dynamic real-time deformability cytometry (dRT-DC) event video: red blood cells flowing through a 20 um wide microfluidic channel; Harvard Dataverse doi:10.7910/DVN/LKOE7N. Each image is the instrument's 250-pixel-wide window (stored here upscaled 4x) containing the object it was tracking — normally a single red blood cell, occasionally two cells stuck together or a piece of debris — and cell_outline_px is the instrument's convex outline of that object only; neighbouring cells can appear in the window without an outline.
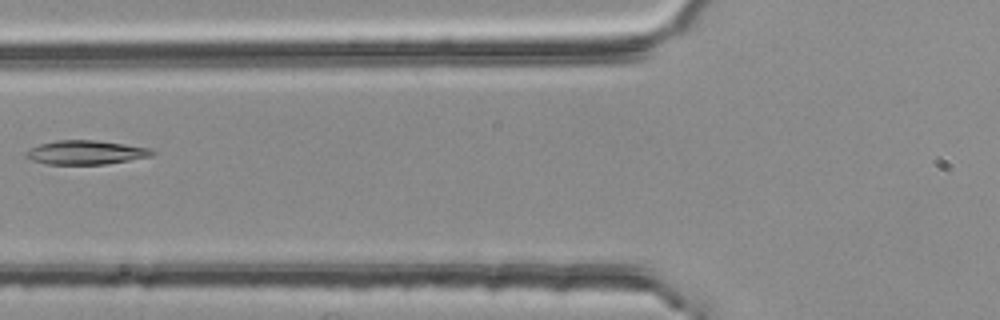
{"species": "common noctule bat (a hibernating species)", "species_latin": "Nyctalus noctula", "temperature_condition": "room temperature", "stored_images_in_passage": 3, "camera_frame_rate_fps": 3000, "um_per_image_px": 0.085, "animal": {"sex": "female", "body_mass_g": 25.1}, "frame": {"image": 1, "passage_image": 3, "time_ms": 0.667, "image_size_px": [1000, 320], "cell_outline_px": [[156, 152], [152, 156], [104, 164], [44, 164], [32, 160], [24, 156], [24, 152], [40, 144], [56, 140], [96, 140], [152, 148]], "centroid_in_image_um": [7.29, 12.95], "position_along_channel_um": 118.5, "area_um2": 17.63}}